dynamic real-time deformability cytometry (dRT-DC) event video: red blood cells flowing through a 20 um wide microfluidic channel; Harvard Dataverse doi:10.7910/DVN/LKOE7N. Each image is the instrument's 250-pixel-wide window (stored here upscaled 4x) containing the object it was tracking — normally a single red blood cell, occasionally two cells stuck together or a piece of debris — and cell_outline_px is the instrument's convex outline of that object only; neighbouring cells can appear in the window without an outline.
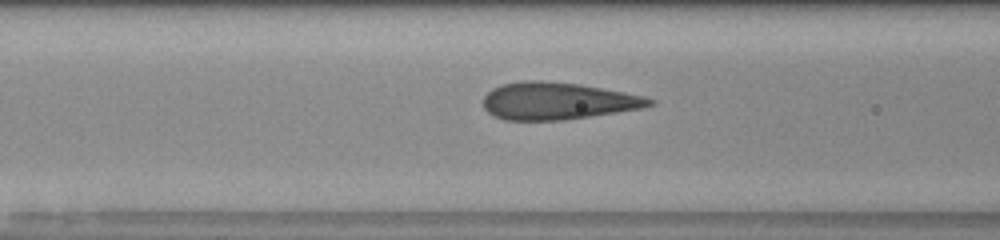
{"species": "human", "species_latin": "Homo sapiens", "temperature_condition": "room temperature", "stored_images_in_passage": 16, "camera_frame_rate_fps": 3000, "um_per_image_px": 0.085, "donor": {"sex": "male"}, "frame": {"image": 1, "passage_image": 14, "time_ms": 4.333, "image_size_px": [1000, 240], "cell_outline_px": [[656, 104], [644, 108], [564, 120], [504, 120], [488, 112], [484, 108], [484, 96], [492, 88], [500, 84], [524, 80], [540, 80], [580, 84], [624, 92], [644, 96], [656, 100]], "centroid_in_image_um": [47.41, 8.58], "position_along_channel_um": 119.2, "area_um2": 36.18}}